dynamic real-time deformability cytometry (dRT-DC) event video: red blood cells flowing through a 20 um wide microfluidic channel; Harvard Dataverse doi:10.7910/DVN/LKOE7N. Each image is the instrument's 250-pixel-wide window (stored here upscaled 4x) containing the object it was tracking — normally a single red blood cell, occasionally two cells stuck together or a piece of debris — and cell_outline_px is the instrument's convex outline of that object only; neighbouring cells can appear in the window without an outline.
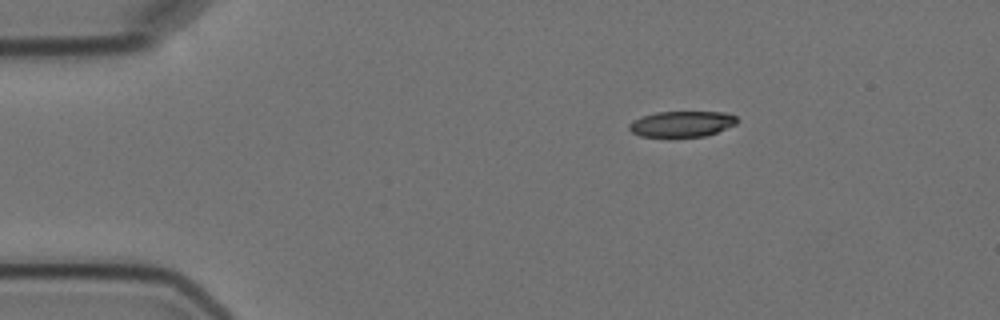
{"species": "Egyptian fruit bat (a non-hibernating species)", "species_latin": "Rousettus aegyptiacus", "temperature_condition": "cold", "stored_images_in_passage": 3, "camera_frame_rate_fps": 3000, "um_per_image_px": 0.085, "animal": {"sex": "female"}, "frame": {"image": 1, "passage_image": 1, "time_ms": 0.0, "image_size_px": [1000, 320], "cell_outline_px": [[736, 124], [716, 132], [704, 136], [640, 136], [632, 132], [628, 128], [628, 124], [632, 120], [656, 112], [724, 112], [736, 116]], "centroid_in_image_um": [57.93, 10.52], "position_along_channel_um": 27.1, "area_um2": 15.95}}